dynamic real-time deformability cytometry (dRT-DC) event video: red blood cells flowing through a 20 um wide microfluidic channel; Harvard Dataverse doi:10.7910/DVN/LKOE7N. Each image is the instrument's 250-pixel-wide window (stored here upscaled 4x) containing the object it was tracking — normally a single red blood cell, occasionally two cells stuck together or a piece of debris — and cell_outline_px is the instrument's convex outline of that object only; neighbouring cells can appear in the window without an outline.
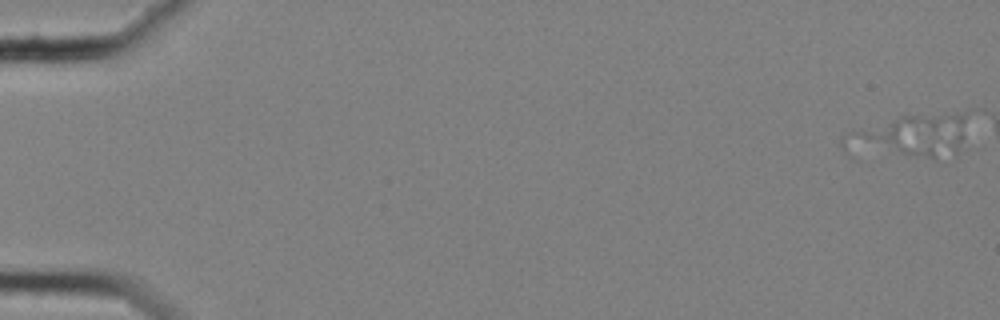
{"species": "common noctule bat (a hibernating species)", "species_latin": "Nyctalus noctula", "temperature_condition": "cold", "stored_images_in_passage": 7, "camera_frame_rate_fps": 3000, "um_per_image_px": 0.085, "animal": {"sex": "female", "body_mass_g": 25.1}, "frame": {"image": 1, "passage_image": 1, "time_ms": 0.0, "image_size_px": [1000, 320], "cell_outline_px": [[972, 112], [964, 136], [956, 156], [936, 160], [840, 148], [840, 140], [848, 132], [900, 116], [968, 108], [972, 108]], "centroid_in_image_um": [77.64, 11.5], "position_along_channel_um": 7.4, "area_um2": 32.66}}